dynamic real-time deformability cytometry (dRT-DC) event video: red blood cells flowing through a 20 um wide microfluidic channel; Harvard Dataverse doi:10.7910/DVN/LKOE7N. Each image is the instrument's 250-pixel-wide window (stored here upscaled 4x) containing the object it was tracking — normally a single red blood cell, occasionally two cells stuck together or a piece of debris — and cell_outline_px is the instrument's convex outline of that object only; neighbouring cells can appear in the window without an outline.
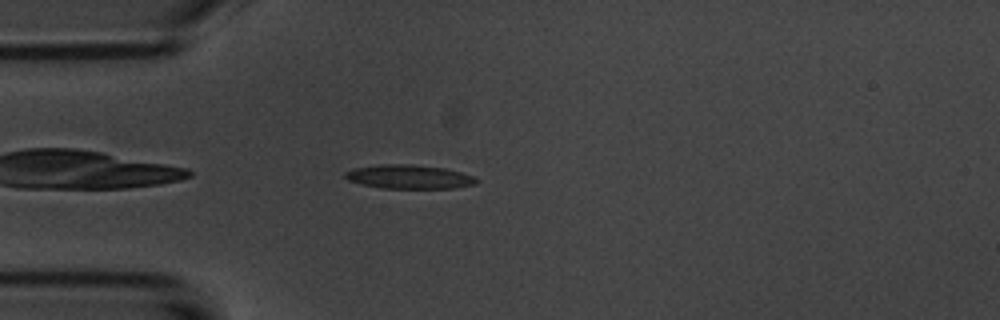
{"species": "common noctule bat (a hibernating species)", "species_latin": "Nyctalus noctula", "temperature_condition": "room temperature", "stored_images_in_passage": 5, "camera_frame_rate_fps": 3000, "um_per_image_px": 0.085, "animal": {"sex": "male", "body_mass_g": 20.1, "forearm_length_mm": 53.5}, "frame": {"image": 1, "passage_image": 5, "time_ms": 4.667, "image_size_px": [1000, 320], "cell_outline_px": [[480, 180], [476, 184], [456, 188], [380, 188], [360, 184], [348, 180], [344, 176], [344, 172], [352, 168], [380, 164], [412, 164], [444, 168], [476, 176]], "centroid_in_image_um": [34.78, 15.02], "position_along_channel_um": 50.2, "area_um2": 18.55}}